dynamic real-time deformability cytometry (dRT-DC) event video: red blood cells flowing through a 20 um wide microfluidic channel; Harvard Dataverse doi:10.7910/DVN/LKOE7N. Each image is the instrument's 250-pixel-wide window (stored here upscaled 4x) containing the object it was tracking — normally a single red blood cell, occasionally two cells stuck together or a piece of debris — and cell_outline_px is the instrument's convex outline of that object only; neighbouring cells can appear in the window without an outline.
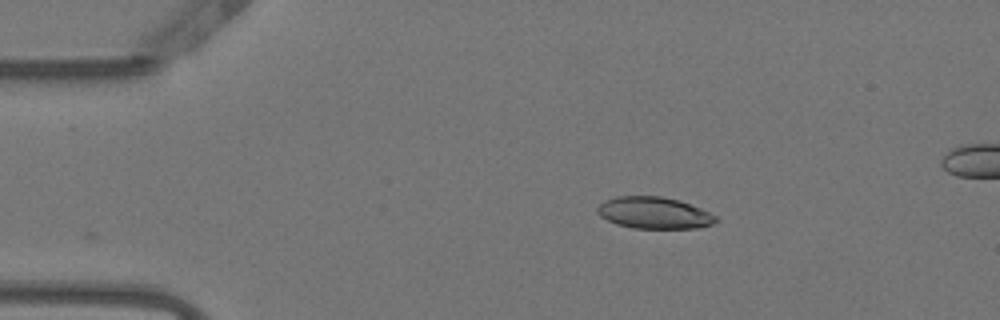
{"species": "Egyptian fruit bat (a non-hibernating species)", "species_latin": "Rousettus aegyptiacus", "temperature_condition": "warm", "stored_images_in_passage": 33, "camera_frame_rate_fps": 3000, "um_per_image_px": 0.085, "animal": {"sex": "female"}, "frame": {"image": 1, "passage_image": 1, "time_ms": 0.0, "image_size_px": [1000, 320], "cell_outline_px": [[720, 220], [712, 224], [700, 228], [632, 228], [616, 224], [600, 216], [596, 212], [596, 208], [604, 200], [616, 196], [660, 196], [680, 200], [700, 208], [716, 216]], "centroid_in_image_um": [55.59, 18.09], "position_along_channel_um": 29.4, "area_um2": 22.02}}
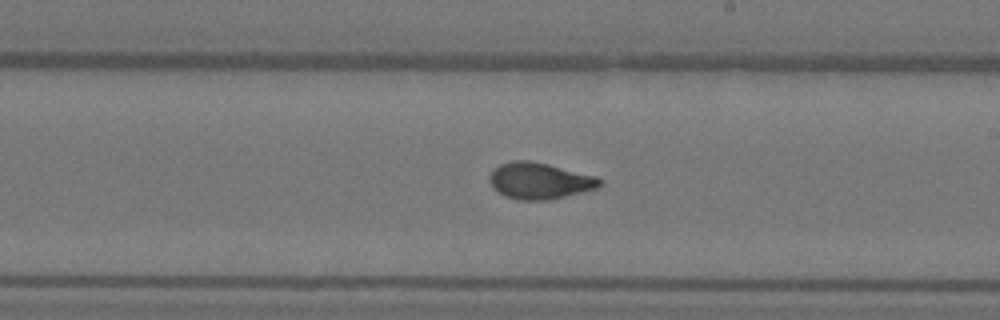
{"frame": {"image": 2, "passage_image": 22, "time_ms": 7.0, "image_size_px": [1000, 320], "cell_outline_px": [[604, 184], [600, 188], [548, 200], [516, 200], [504, 196], [492, 188], [488, 180], [488, 176], [492, 168], [500, 164], [512, 160], [528, 160], [548, 164], [596, 176], [604, 180]], "centroid_in_image_um": [45.85, 15.37], "position_along_channel_um": 243.1, "area_um2": 23.87}}
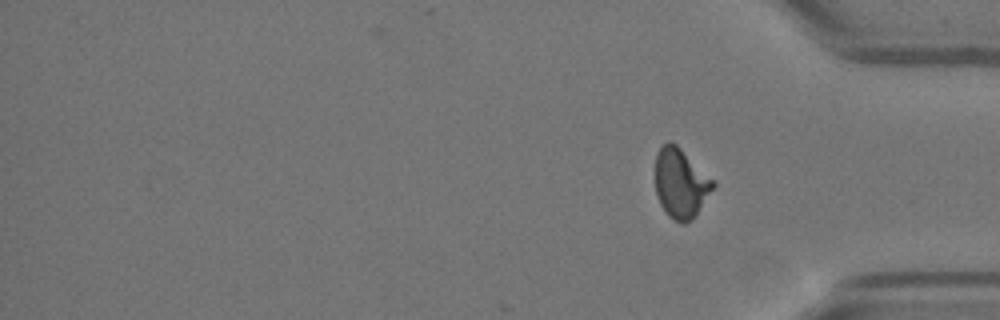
{"frame": {"image": 3, "passage_image": 33, "time_ms": 10.667, "image_size_px": [1000, 320], "cell_outline_px": [[716, 184], [692, 220], [684, 224], [680, 224], [668, 216], [660, 204], [656, 196], [656, 152], [668, 140], [676, 144], [716, 180]], "centroid_in_image_um": [57.87, 15.58], "position_along_channel_um": 377.3, "area_um2": 23.64}, "authors_computed_cell_mechanics": {"area_um2": 23.0044, "velocity_mm_per_s": 3.8283, "shape_relaxation_time_tau1_ms": 4.5557, "shape_relaxation_time_tau2_ms": 0.9683, "deformation_change_tau1": 0.1983, "deformation_change_tau2": 0.0706}}